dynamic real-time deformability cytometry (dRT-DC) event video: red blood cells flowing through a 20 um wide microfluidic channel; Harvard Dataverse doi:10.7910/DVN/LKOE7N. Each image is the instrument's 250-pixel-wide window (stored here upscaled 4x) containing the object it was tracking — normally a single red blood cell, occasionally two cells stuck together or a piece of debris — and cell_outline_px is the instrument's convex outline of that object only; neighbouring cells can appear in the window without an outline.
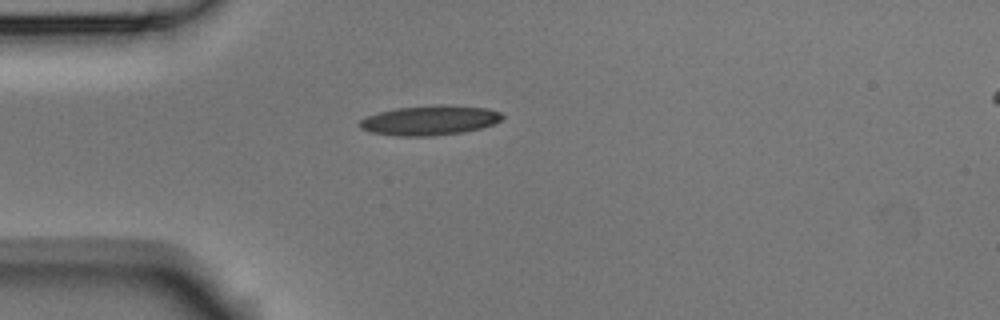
{"species": "Egyptian fruit bat (a non-hibernating species)", "species_latin": "Rousettus aegyptiacus", "temperature_condition": "room temperature", "stored_images_in_passage": 2, "camera_frame_rate_fps": 3000, "um_per_image_px": 0.085, "animal": {"sex": "male"}, "frame": {"image": 1, "passage_image": 1, "time_ms": 0.0, "image_size_px": [1000, 320], "cell_outline_px": [[504, 116], [500, 120], [492, 124], [480, 128], [464, 132], [432, 136], [396, 136], [372, 132], [360, 128], [356, 124], [360, 120], [368, 116], [380, 112], [396, 108], [440, 104], [488, 108], [500, 112]], "centroid_in_image_um": [36.51, 10.23], "position_along_channel_um": 48.5, "area_um2": 24.68}}